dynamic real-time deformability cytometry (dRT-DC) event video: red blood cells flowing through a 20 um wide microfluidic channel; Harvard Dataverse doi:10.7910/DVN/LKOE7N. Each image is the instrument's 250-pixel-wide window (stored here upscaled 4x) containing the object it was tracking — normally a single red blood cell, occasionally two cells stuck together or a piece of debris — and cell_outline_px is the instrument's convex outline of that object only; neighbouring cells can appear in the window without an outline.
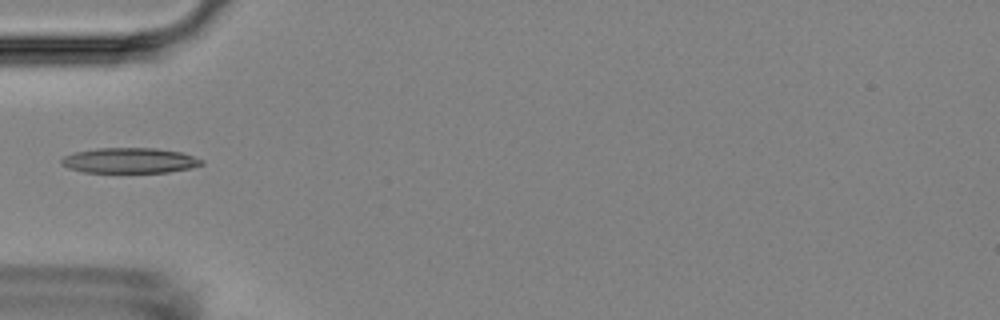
{"species": "Egyptian fruit bat (a non-hibernating species)", "species_latin": "Rousettus aegyptiacus", "temperature_condition": "room temperature", "stored_images_in_passage": 2, "camera_frame_rate_fps": 3000, "um_per_image_px": 0.085, "animal": {"sex": "female"}, "frame": {"image": 1, "passage_image": 2, "time_ms": 1.0, "image_size_px": [1000, 320], "cell_outline_px": [[204, 164], [192, 168], [168, 172], [84, 172], [68, 168], [60, 164], [60, 160], [64, 156], [76, 152], [96, 148], [156, 148], [180, 152], [204, 160]], "centroid_in_image_um": [11.02, 13.64], "position_along_channel_um": 74.0, "area_um2": 20.69}}